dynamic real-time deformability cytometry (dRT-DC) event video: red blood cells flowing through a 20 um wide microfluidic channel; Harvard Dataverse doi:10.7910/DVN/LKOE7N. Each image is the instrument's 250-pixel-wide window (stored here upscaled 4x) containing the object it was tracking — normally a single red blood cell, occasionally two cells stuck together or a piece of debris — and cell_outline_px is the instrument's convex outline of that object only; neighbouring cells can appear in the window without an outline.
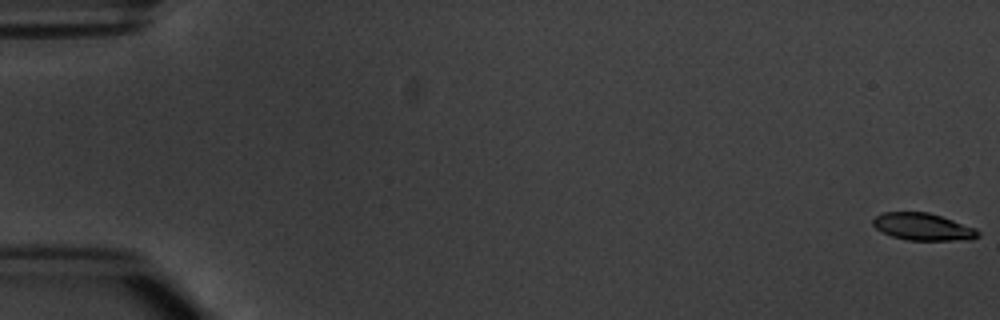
{"species": "common noctule bat (a hibernating species)", "species_latin": "Nyctalus noctula", "temperature_condition": "warm", "stored_images_in_passage": 8, "camera_frame_rate_fps": 3000, "um_per_image_px": 0.085, "animal": {"sex": "male", "body_mass_g": 20.1, "forearm_length_mm": 53.5}, "frame": {"image": 1, "passage_image": 1, "time_ms": 0.0, "image_size_px": [1000, 320], "cell_outline_px": [[980, 236], [972, 240], [908, 240], [892, 236], [876, 228], [872, 224], [872, 220], [876, 216], [884, 212], [928, 212], [976, 228], [980, 232]], "centroid_in_image_um": [78.48, 19.28], "position_along_channel_um": 6.5, "area_um2": 16.59}}
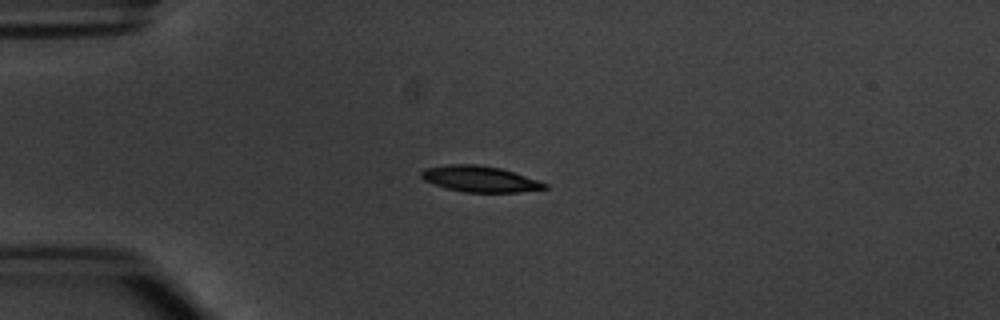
{"frame": {"image": 2, "passage_image": 4, "time_ms": 4.667, "image_size_px": [1000, 320], "cell_outline_px": [[548, 188], [516, 192], [464, 192], [448, 188], [424, 180], [420, 176], [420, 172], [424, 168], [448, 164], [476, 164], [500, 168], [540, 180], [548, 184]], "centroid_in_image_um": [40.8, 15.2], "position_along_channel_um": 44.2, "area_um2": 18.61}}
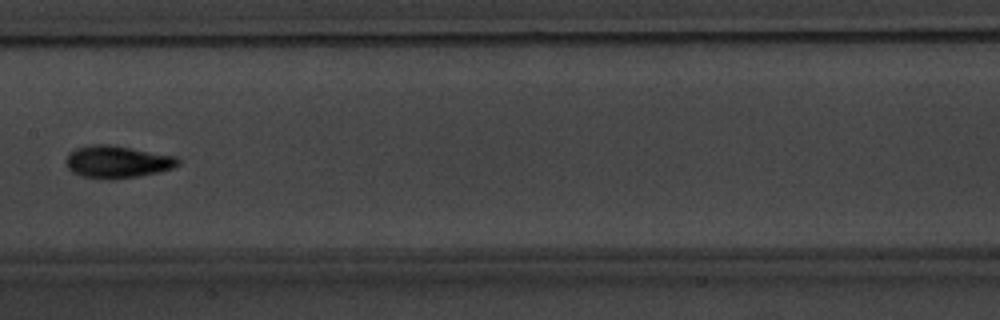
{"frame": {"image": 3, "passage_image": 8, "time_ms": 9.333, "image_size_px": [1000, 320], "cell_outline_px": [[180, 164], [172, 168], [156, 172], [116, 180], [108, 180], [80, 176], [72, 172], [68, 168], [64, 160], [68, 152], [76, 148], [92, 144], [108, 144], [176, 156], [180, 160]], "centroid_in_image_um": [9.91, 13.76], "position_along_channel_um": 197.5, "area_um2": 21.27}}